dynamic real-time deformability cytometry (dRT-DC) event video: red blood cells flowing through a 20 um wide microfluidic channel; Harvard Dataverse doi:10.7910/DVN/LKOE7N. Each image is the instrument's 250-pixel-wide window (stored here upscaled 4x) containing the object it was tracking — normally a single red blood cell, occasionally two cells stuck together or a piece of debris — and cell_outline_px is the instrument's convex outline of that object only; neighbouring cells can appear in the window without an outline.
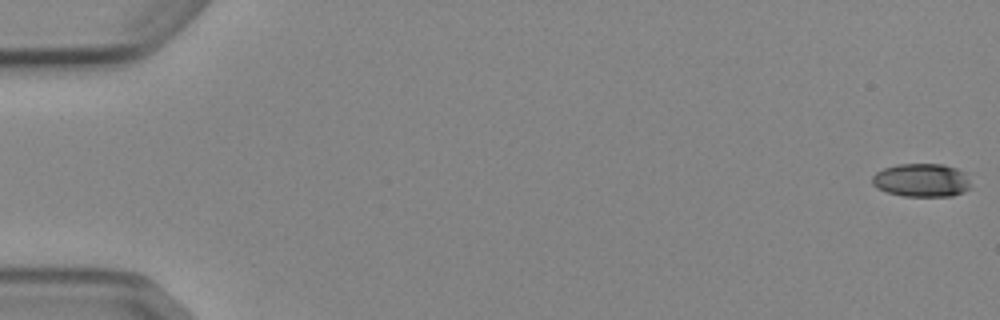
{"species": "Egyptian fruit bat (a non-hibernating species)", "species_latin": "Rousettus aegyptiacus", "temperature_condition": "cold", "stored_images_in_passage": 7, "camera_frame_rate_fps": 3000, "um_per_image_px": 0.085, "animal": {"sex": "female"}, "frame": {"image": 1, "passage_image": 1, "time_ms": 0.0, "image_size_px": [1000, 320], "cell_outline_px": [[968, 188], [964, 192], [952, 196], [904, 196], [888, 192], [876, 188], [872, 184], [872, 176], [876, 172], [884, 168], [896, 164], [944, 164], [956, 168], [964, 172], [968, 180]], "centroid_in_image_um": [78.3, 15.31], "position_along_channel_um": 6.7, "area_um2": 19.13}}
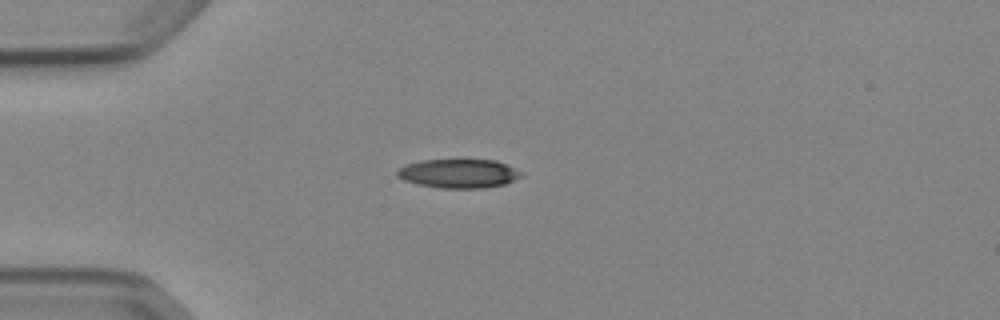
{"frame": {"image": 2, "passage_image": 5, "time_ms": 4.667, "image_size_px": [1000, 320], "cell_outline_px": [[524, 176], [504, 184], [484, 188], [440, 188], [416, 184], [404, 180], [396, 176], [396, 172], [400, 168], [408, 164], [420, 160], [496, 160], [524, 172]], "centroid_in_image_um": [39.01, 14.75], "position_along_channel_um": 46.0, "area_um2": 20.98}}
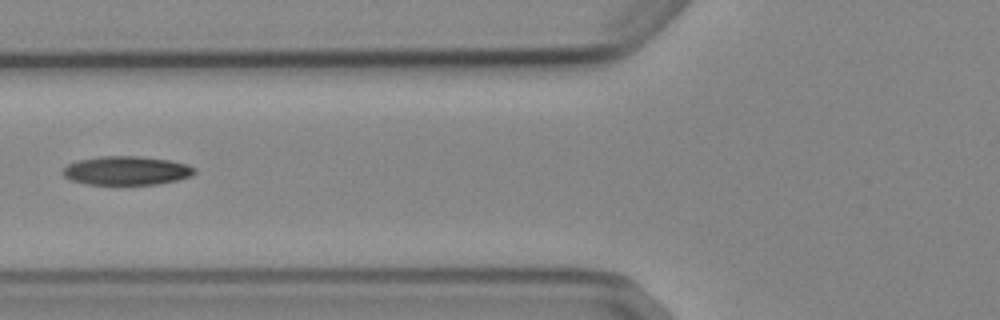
{"frame": {"image": 3, "passage_image": 7, "time_ms": 7.0, "image_size_px": [1000, 320], "cell_outline_px": [[196, 172], [192, 176], [176, 180], [156, 184], [88, 184], [72, 180], [64, 176], [60, 172], [68, 164], [76, 160], [100, 156], [136, 156], [168, 160], [188, 164], [196, 168]], "centroid_in_image_um": [10.75, 14.49], "position_along_channel_um": 115.1, "area_um2": 22.08}}